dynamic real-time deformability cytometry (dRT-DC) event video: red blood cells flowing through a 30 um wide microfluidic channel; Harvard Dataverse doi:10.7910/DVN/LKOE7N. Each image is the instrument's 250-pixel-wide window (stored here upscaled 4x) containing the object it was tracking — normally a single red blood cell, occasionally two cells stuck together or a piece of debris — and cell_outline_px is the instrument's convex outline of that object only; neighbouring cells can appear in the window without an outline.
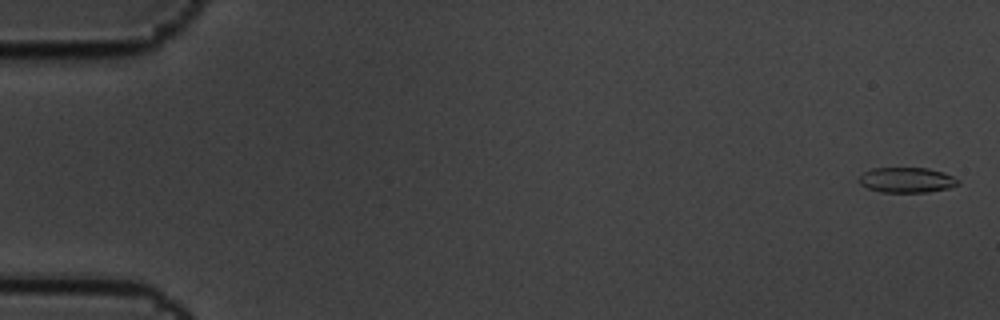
{"species": "common noctule bat (a hibernating species)", "species_latin": "Nyctalus noctula", "temperature_condition": "cold", "stored_images_in_passage": 6, "camera_frame_rate_fps": 3000, "um_per_image_px": 0.085, "animal": {"sex": "male", "body_mass_g": 19.5, "forearm_length_mm": 54.6}, "frame": {"image": 1, "passage_image": 1, "time_ms": 0.0, "image_size_px": [1000, 320], "cell_outline_px": [[960, 184], [948, 188], [928, 192], [880, 192], [868, 188], [860, 184], [860, 176], [864, 172], [872, 168], [928, 168], [944, 172], [960, 180]], "centroid_in_image_um": [77.1, 15.3], "position_along_channel_um": 7.9, "area_um2": 14.57}}